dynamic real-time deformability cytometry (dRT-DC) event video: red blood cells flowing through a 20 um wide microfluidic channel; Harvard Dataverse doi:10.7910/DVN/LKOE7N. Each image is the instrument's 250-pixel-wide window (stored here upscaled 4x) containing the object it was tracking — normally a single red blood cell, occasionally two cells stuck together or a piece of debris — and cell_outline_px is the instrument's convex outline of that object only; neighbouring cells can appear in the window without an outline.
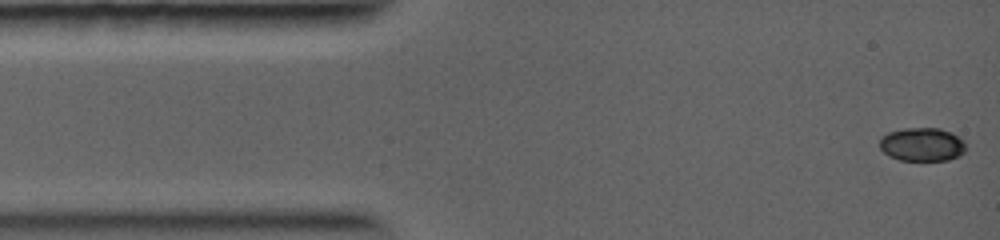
{"species": "common noctule bat (a hibernating species)", "species_latin": "Nyctalus noctula", "temperature_condition": "warm", "stored_images_in_passage": 41, "camera_frame_rate_fps": 5000, "um_per_image_px": 0.085, "animal": {"sex": "female", "body_mass_g": 19.0, "forearm_length_mm": 56.7}, "frame": {"image": 1, "passage_image": 1, "time_ms": 0.0, "image_size_px": [1000, 240], "cell_outline_px": [[968, 148], [960, 156], [948, 160], [900, 160], [888, 156], [880, 148], [880, 136], [888, 132], [904, 128], [940, 128], [952, 132], [964, 140]], "centroid_in_image_um": [78.41, 12.27], "position_along_channel_um": 6.6, "area_um2": 17.17}}
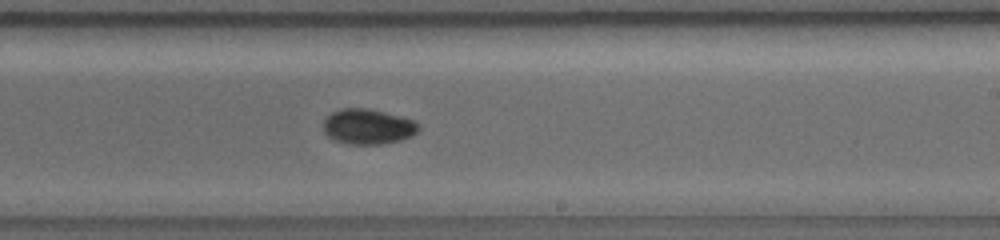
{"frame": {"image": 2, "passage_image": 22, "time_ms": 6.8, "image_size_px": [1000, 240], "cell_outline_px": [[420, 132], [412, 136], [400, 140], [384, 144], [348, 144], [336, 140], [328, 136], [324, 132], [324, 120], [332, 112], [340, 108], [368, 108], [400, 116], [412, 120], [420, 124]], "centroid_in_image_um": [31.31, 10.76], "position_along_channel_um": 257.7, "area_um2": 19.65}}
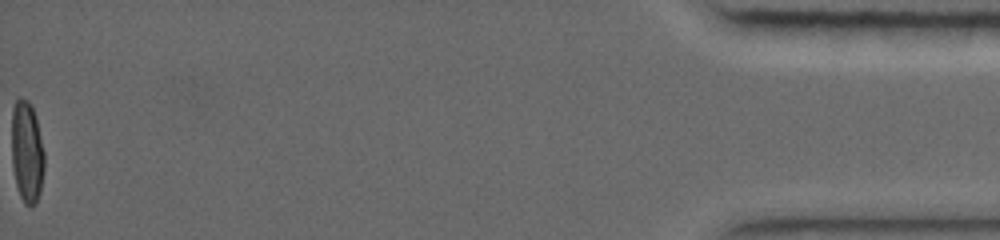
{"frame": {"image": 3, "passage_image": 41, "time_ms": 13.2, "image_size_px": [1000, 240], "cell_outline_px": [[44, 168], [40, 192], [36, 200], [32, 204], [24, 204], [20, 196], [16, 184], [12, 164], [12, 108], [16, 100], [20, 96], [28, 100], [32, 104], [36, 116], [44, 152]], "centroid_in_image_um": [2.28, 12.84], "position_along_channel_um": 432.9, "area_um2": 19.42}}